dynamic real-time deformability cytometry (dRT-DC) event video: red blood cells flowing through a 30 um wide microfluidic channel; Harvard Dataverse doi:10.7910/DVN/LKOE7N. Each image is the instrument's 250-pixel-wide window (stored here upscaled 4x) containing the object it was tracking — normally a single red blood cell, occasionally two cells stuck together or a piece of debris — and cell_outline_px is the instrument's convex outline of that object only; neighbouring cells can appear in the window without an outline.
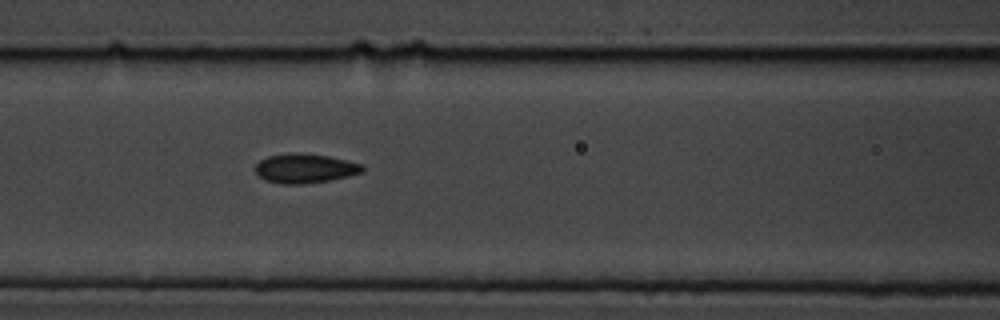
{"species": "common noctule bat (a hibernating species)", "species_latin": "Nyctalus noctula", "temperature_condition": "cold", "stored_images_in_passage": 6, "segment_of_instrument_passage": [1, 2], "camera_frame_rate_fps": 3000, "um_per_image_px": 0.085, "animal": {"sex": "male", "body_mass_g": 19.5, "forearm_length_mm": 54.6}, "frame": {"image": 1, "passage_image": 5, "time_ms": 5.333, "image_size_px": [1000, 320], "cell_outline_px": [[364, 172], [348, 176], [328, 180], [300, 184], [284, 184], [264, 180], [256, 172], [256, 164], [260, 160], [268, 156], [288, 152], [296, 152], [328, 156], [348, 160], [364, 164]], "centroid_in_image_um": [25.94, 14.29], "position_along_channel_um": 140.7, "area_um2": 18.38}}